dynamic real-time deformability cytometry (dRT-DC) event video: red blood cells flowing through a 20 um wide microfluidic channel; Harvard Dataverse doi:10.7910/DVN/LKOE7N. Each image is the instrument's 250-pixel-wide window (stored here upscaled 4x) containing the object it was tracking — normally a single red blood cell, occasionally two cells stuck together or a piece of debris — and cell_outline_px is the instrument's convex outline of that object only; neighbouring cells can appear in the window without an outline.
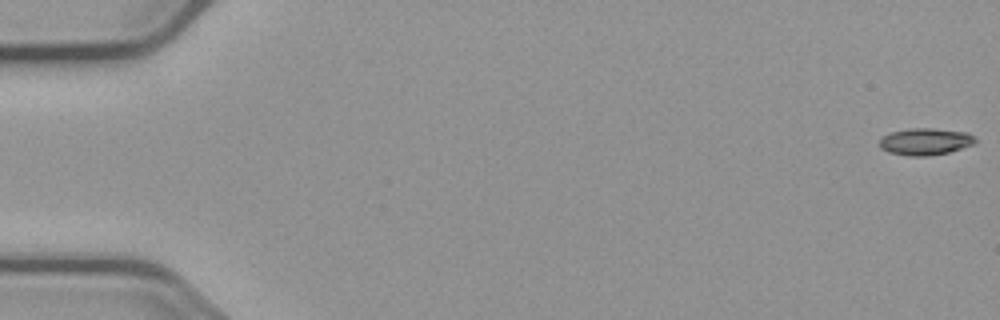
{"species": "common noctule bat (a hibernating species)", "species_latin": "Nyctalus noctula", "temperature_condition": "cold", "stored_images_in_passage": 14, "camera_frame_rate_fps": 3000, "um_per_image_px": 0.085, "animal": {"sex": "male", "body_mass_g": 23.1, "forearm_length_mm": 52.7}, "frame": {"image": 1, "passage_image": 1, "time_ms": 0.0, "image_size_px": [1000, 320], "cell_outline_px": [[976, 144], [948, 152], [928, 156], [908, 156], [888, 152], [880, 148], [880, 140], [884, 136], [892, 132], [908, 128], [932, 128], [968, 132], [976, 140]], "centroid_in_image_um": [78.66, 12.03], "position_along_channel_um": 6.3, "area_um2": 15.03}}